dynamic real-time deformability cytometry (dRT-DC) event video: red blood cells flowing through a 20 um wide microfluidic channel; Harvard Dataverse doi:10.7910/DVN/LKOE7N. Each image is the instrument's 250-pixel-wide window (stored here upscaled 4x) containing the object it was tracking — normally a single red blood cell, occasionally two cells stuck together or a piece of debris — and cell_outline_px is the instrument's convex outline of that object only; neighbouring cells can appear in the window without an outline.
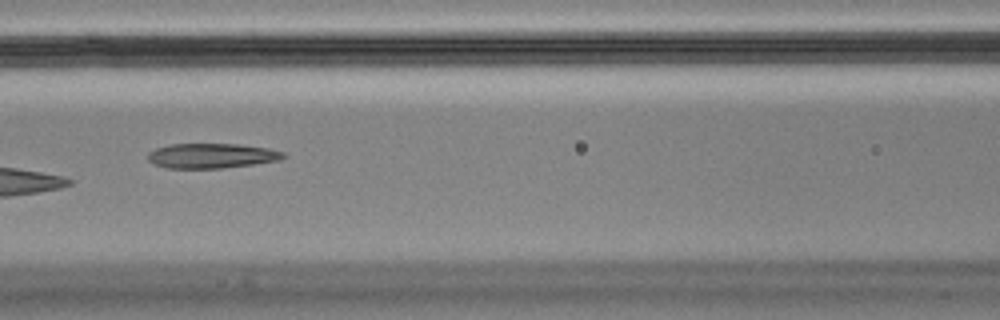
{"species": "Egyptian fruit bat (a non-hibernating species)", "species_latin": "Rousettus aegyptiacus", "temperature_condition": "cold", "stored_images_in_passage": 9, "camera_frame_rate_fps": 3000, "um_per_image_px": 0.085, "animal": {"sex": "male"}, "frame": {"image": 1, "passage_image": 7, "time_ms": 2.0, "image_size_px": [1000, 320], "cell_outline_px": [[288, 156], [280, 160], [252, 164], [220, 168], [164, 168], [152, 164], [148, 160], [148, 152], [156, 148], [172, 144], [240, 144], [268, 148], [284, 152]], "centroid_in_image_um": [17.98, 13.24], "position_along_channel_um": 148.6, "area_um2": 19.71}}